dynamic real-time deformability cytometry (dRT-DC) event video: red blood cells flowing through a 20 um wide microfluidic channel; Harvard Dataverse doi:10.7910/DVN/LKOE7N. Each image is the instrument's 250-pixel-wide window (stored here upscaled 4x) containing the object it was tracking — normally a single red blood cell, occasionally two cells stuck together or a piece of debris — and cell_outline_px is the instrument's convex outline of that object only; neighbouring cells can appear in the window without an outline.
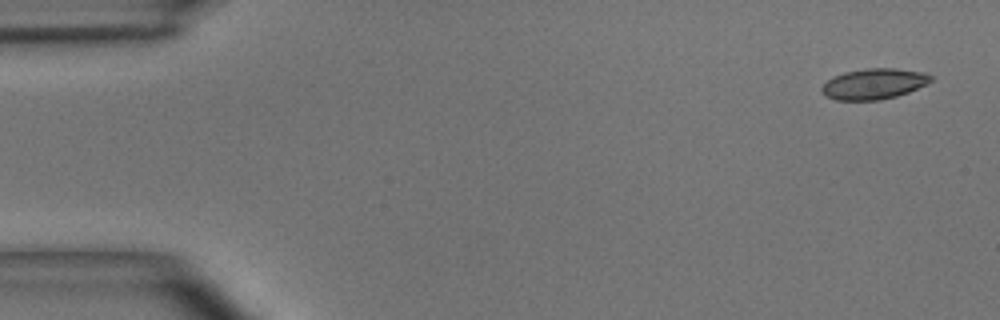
{"species": "common noctule bat (a hibernating species)", "species_latin": "Nyctalus noctula", "temperature_condition": "room temperature", "stored_images_in_passage": 4, "camera_frame_rate_fps": 3000, "um_per_image_px": 0.085, "animal": {"sex": "male", "body_mass_g": 15.6}, "frame": {"image": 1, "passage_image": 1, "time_ms": 0.0, "image_size_px": [1000, 320], "cell_outline_px": [[932, 80], [908, 92], [896, 96], [880, 100], [836, 100], [824, 96], [820, 88], [832, 76], [844, 72], [868, 68], [896, 68], [924, 72], [932, 76]], "centroid_in_image_um": [74.24, 7.12], "position_along_channel_um": 10.8, "area_um2": 19.48}}